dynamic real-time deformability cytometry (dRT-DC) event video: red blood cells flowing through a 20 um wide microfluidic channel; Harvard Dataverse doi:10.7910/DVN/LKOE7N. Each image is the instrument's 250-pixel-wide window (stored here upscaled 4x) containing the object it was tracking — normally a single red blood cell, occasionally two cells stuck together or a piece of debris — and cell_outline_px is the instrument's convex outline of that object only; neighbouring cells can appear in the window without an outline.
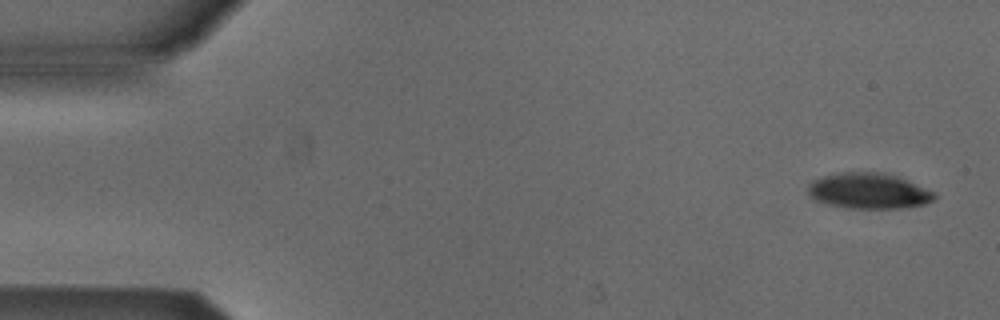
{"species": "Egyptian fruit bat (a non-hibernating species)", "species_latin": "Rousettus aegyptiacus", "temperature_condition": "cold", "stored_images_in_passage": 5, "camera_frame_rate_fps": 3000, "um_per_image_px": 0.085, "animal": {"sex": "male"}, "frame": {"image": 1, "passage_image": 1, "time_ms": 0.0, "image_size_px": [1000, 320], "cell_outline_px": [[936, 196], [932, 200], [924, 204], [900, 208], [848, 208], [828, 204], [816, 200], [808, 192], [808, 184], [812, 180], [820, 176], [840, 172], [884, 172], [896, 176], [936, 192]], "centroid_in_image_um": [73.81, 16.21], "position_along_channel_um": 11.2, "area_um2": 26.24}}
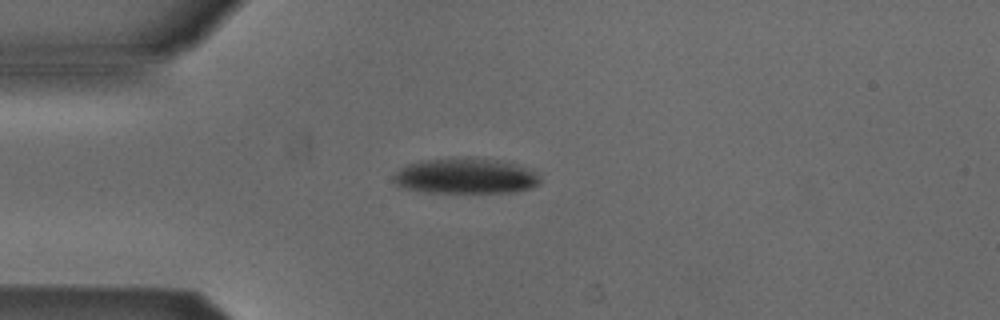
{"frame": {"image": 2, "passage_image": 4, "time_ms": 1.0, "image_size_px": [1000, 320], "cell_outline_px": [[540, 180], [532, 188], [516, 192], [424, 192], [404, 188], [396, 184], [392, 180], [392, 176], [400, 168], [408, 164], [420, 160], [452, 156], [476, 156], [500, 160], [516, 164], [540, 176]], "centroid_in_image_um": [39.51, 14.93], "position_along_channel_um": 45.5, "area_um2": 30.92}}